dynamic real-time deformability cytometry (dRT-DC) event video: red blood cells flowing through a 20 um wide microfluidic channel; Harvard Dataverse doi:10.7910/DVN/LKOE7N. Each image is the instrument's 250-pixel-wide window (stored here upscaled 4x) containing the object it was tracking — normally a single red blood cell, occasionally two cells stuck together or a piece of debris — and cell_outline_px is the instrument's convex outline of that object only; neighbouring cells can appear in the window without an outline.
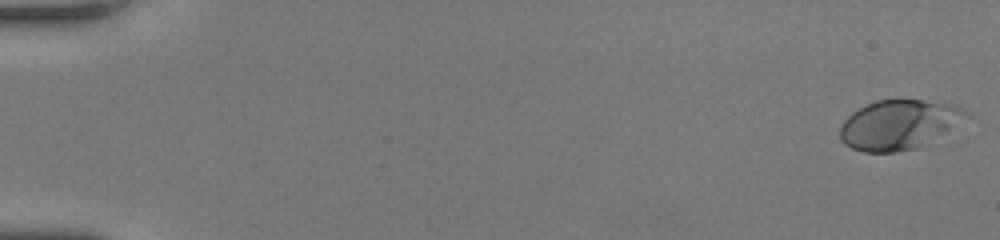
{"species": "human", "species_latin": "Homo sapiens", "temperature_condition": "room temperature", "stored_images_in_passage": 50, "camera_frame_rate_fps": 3000, "um_per_image_px": 0.085, "donor": {"sex": "female"}, "frame": {"image": 1, "passage_image": 1, "time_ms": 0.0, "image_size_px": [1000, 240], "cell_outline_px": [[968, 116], [916, 148], [896, 152], [864, 152], [852, 148], [844, 144], [840, 140], [840, 124], [856, 108], [876, 100], [900, 96], [952, 104], [968, 112]], "centroid_in_image_um": [76.3, 10.54], "position_along_channel_um": 8.7, "area_um2": 36.47}}
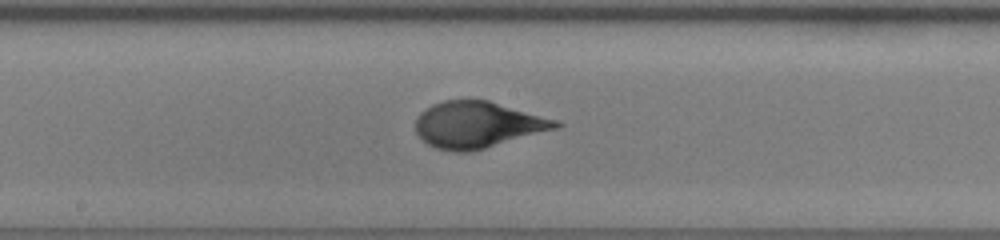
{"frame": {"image": 2, "passage_image": 28, "time_ms": 9.0, "image_size_px": [1000, 240], "cell_outline_px": [[564, 124], [560, 128], [484, 148], [468, 152], [456, 152], [436, 148], [428, 144], [416, 132], [416, 120], [420, 112], [432, 104], [444, 100], [488, 100], [556, 120]], "centroid_in_image_um": [40.6, 10.6], "position_along_channel_um": 207.6, "area_um2": 37.57}}
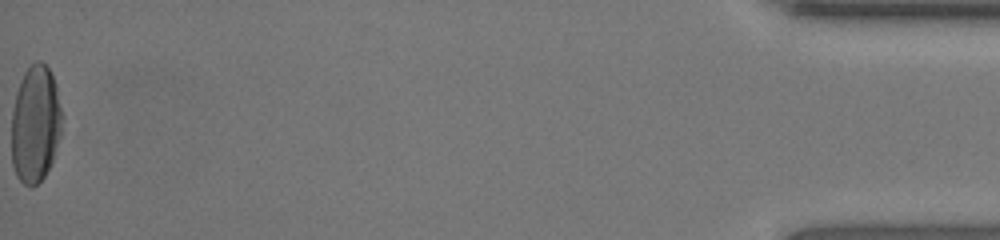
{"frame": {"image": 3, "passage_image": 50, "time_ms": 16.333, "image_size_px": [1000, 240], "cell_outline_px": [[64, 116], [60, 136], [52, 160], [44, 176], [32, 188], [24, 184], [16, 176], [12, 164], [12, 112], [16, 92], [20, 80], [24, 72], [36, 60], [40, 60], [48, 68], [56, 84]], "centroid_in_image_um": [3.02, 10.53], "position_along_channel_um": 432.2, "area_um2": 34.8}, "authors_computed_cell_mechanics": {"area_um2": 36.1828, "velocity_mm_per_s": 4.3316, "shape_relaxation_time_tau1_ms": 4.354, "shape_relaxation_time_tau2_ms": null, "deformation_change_tau1": 0.2339, "deformation_change_tau2": null}}